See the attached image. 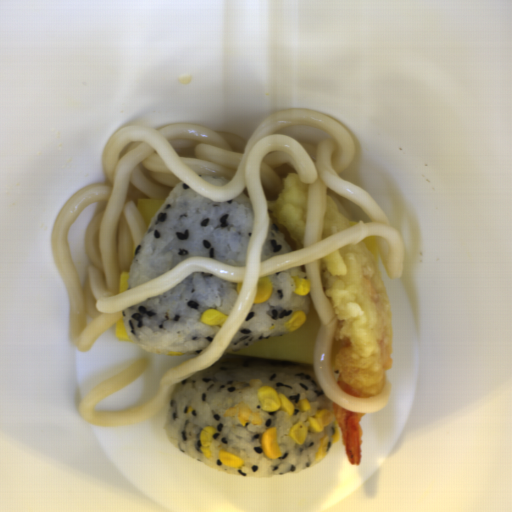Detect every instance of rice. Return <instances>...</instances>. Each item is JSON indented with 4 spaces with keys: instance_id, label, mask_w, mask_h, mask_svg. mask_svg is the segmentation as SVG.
<instances>
[{
    "instance_id": "obj_1",
    "label": "rice",
    "mask_w": 512,
    "mask_h": 512,
    "mask_svg": "<svg viewBox=\"0 0 512 512\" xmlns=\"http://www.w3.org/2000/svg\"><path fill=\"white\" fill-rule=\"evenodd\" d=\"M263 386L274 388L292 400L293 414L261 410L257 391ZM302 398L309 400L311 410H300L298 402ZM166 403L163 429L172 446L207 467L231 476L258 478L295 474L319 461L316 452L323 437L329 436L327 453L334 445L335 415L320 433L312 429L309 418L321 410L334 412L335 402L326 396L316 380L288 368L218 358L191 378L171 385ZM238 403L259 413L261 425L256 427L246 422L242 426L237 417H223L224 411ZM297 421L308 428L306 442L302 445L295 443L289 434L290 427ZM207 425L216 429L210 444L211 458L199 450L200 431ZM269 427H276L282 451V455L273 460L265 456L259 444L261 435ZM220 449L243 458V466L234 469L220 463L217 458Z\"/></svg>"
},
{
    "instance_id": "obj_2",
    "label": "rice",
    "mask_w": 512,
    "mask_h": 512,
    "mask_svg": "<svg viewBox=\"0 0 512 512\" xmlns=\"http://www.w3.org/2000/svg\"><path fill=\"white\" fill-rule=\"evenodd\" d=\"M253 221L244 192L217 202L178 182L152 216L131 258L127 289L165 274L191 257L244 268Z\"/></svg>"
},
{
    "instance_id": "obj_3",
    "label": "rice",
    "mask_w": 512,
    "mask_h": 512,
    "mask_svg": "<svg viewBox=\"0 0 512 512\" xmlns=\"http://www.w3.org/2000/svg\"><path fill=\"white\" fill-rule=\"evenodd\" d=\"M237 283L195 270L165 292L127 306L122 315L129 341L161 355H199L222 327L205 324L201 314L215 309L229 316L240 295Z\"/></svg>"
},
{
    "instance_id": "obj_4",
    "label": "rice",
    "mask_w": 512,
    "mask_h": 512,
    "mask_svg": "<svg viewBox=\"0 0 512 512\" xmlns=\"http://www.w3.org/2000/svg\"><path fill=\"white\" fill-rule=\"evenodd\" d=\"M271 292L268 299L252 304L241 325L232 336L222 353L240 351L249 344L260 340L291 333L284 324L297 311L309 313L311 291L307 296L294 293L296 286L292 277L307 279L303 265L278 271L269 275ZM221 353V354H222Z\"/></svg>"
},
{
    "instance_id": "obj_5",
    "label": "rice",
    "mask_w": 512,
    "mask_h": 512,
    "mask_svg": "<svg viewBox=\"0 0 512 512\" xmlns=\"http://www.w3.org/2000/svg\"><path fill=\"white\" fill-rule=\"evenodd\" d=\"M293 251L292 245L286 240L283 232L270 217V233L261 252L260 263L286 252Z\"/></svg>"
},
{
    "instance_id": "obj_6",
    "label": "rice",
    "mask_w": 512,
    "mask_h": 512,
    "mask_svg": "<svg viewBox=\"0 0 512 512\" xmlns=\"http://www.w3.org/2000/svg\"><path fill=\"white\" fill-rule=\"evenodd\" d=\"M200 178H202L203 180H205L206 182H208L209 184H211L212 186H223L225 185L226 183L229 182L228 178L222 176V175H217V174H200L199 176Z\"/></svg>"
}]
</instances>
